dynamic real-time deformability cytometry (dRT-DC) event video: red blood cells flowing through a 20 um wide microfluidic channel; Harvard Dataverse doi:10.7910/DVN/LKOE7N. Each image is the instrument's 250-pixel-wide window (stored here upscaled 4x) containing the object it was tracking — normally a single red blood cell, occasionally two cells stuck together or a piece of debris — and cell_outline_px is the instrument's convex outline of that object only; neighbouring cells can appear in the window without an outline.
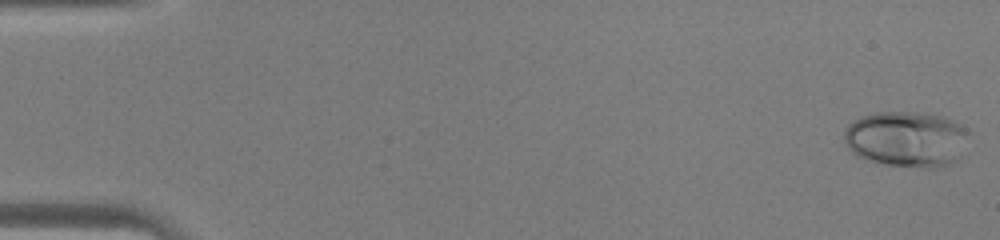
{"species": "human", "species_latin": "Homo sapiens", "temperature_condition": "warm", "stored_images_in_passage": 45, "camera_frame_rate_fps": 3000, "um_per_image_px": 0.085, "donor": {"sex": "male"}, "frame": {"image": 1, "passage_image": 1, "time_ms": 0.0, "image_size_px": [1000, 240], "cell_outline_px": [[968, 132], [960, 156], [956, 160], [948, 164], [936, 168], [924, 168], [884, 164], [868, 160], [856, 156], [848, 148], [844, 140], [844, 132], [848, 124], [864, 116], [876, 112], [908, 112], [940, 116], [952, 120], [960, 124]], "centroid_in_image_um": [77.02, 11.84], "position_along_channel_um": 8.0, "area_um2": 40.17}}
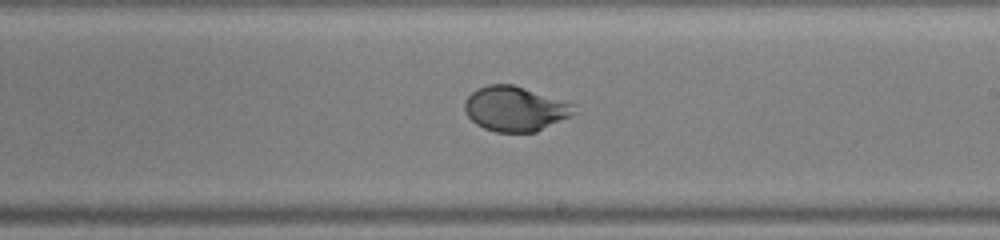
{"frame": {"image": 2, "passage_image": 27, "time_ms": 8.667, "image_size_px": [1000, 240], "cell_outline_px": [[580, 112], [572, 116], [536, 132], [496, 132], [484, 128], [476, 124], [464, 112], [464, 104], [468, 96], [476, 88], [488, 84], [512, 84], [572, 104]], "centroid_in_image_um": [43.78, 9.26], "position_along_channel_um": 245.2, "area_um2": 28.55}}
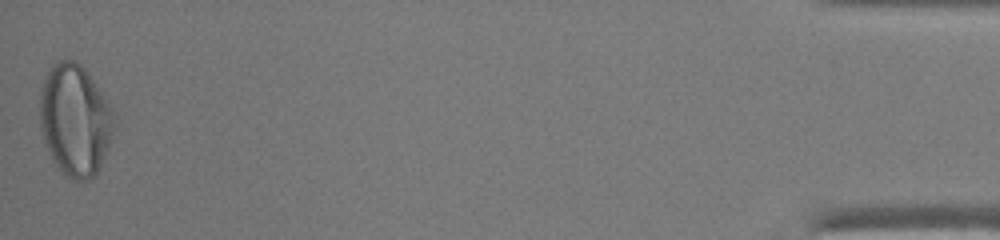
{"frame": {"image": 3, "passage_image": 45, "time_ms": 14.667, "image_size_px": [1000, 240], "cell_outline_px": [[116, 116], [112, 136], [108, 148], [96, 172], [88, 180], [76, 180], [64, 176], [52, 160], [44, 140], [40, 128], [40, 92], [44, 80], [52, 64], [56, 60], [76, 60], [84, 68], [108, 100]], "centroid_in_image_um": [6.37, 10.19], "position_along_channel_um": 428.8, "area_um2": 48.32}}